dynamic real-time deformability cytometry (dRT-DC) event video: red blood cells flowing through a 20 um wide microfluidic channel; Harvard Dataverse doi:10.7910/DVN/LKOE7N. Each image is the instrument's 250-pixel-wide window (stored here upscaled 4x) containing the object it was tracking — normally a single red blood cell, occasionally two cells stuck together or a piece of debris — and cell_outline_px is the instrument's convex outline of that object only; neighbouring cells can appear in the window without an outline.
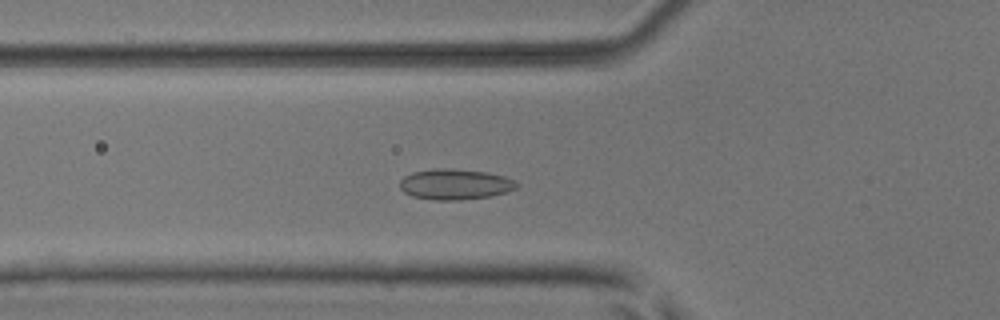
{"species": "common noctule bat (a hibernating species)", "species_latin": "Nyctalus noctula", "temperature_condition": "room temperature", "stored_images_in_passage": 47, "camera_frame_rate_fps": 3000, "um_per_image_px": 0.085, "animal": {"sex": "male", "body_mass_g": 17.9, "forearm_length_mm": 54.2}, "frame": {"image": 1, "passage_image": 15, "time_ms": 4.667, "image_size_px": [1000, 320], "cell_outline_px": [[520, 184], [516, 188], [508, 192], [492, 196], [460, 200], [436, 200], [412, 196], [404, 192], [400, 188], [400, 180], [404, 176], [412, 172], [436, 168], [452, 168], [484, 172], [504, 176]], "centroid_in_image_um": [38.68, 15.66], "position_along_channel_um": 87.1, "area_um2": 20.92}}
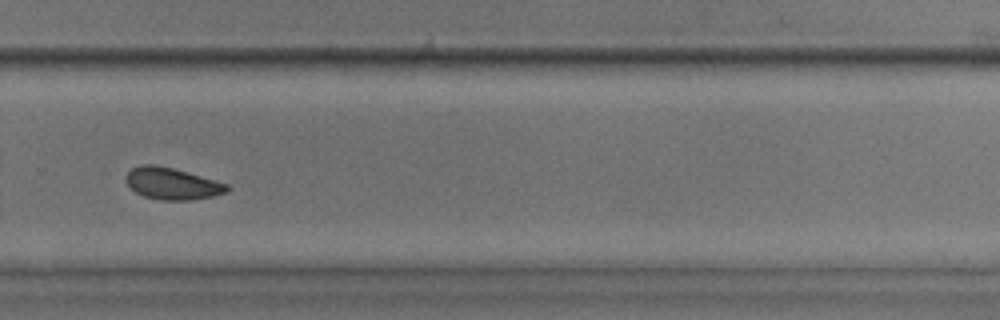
{"frame": {"image": 2, "passage_image": 32, "time_ms": 10.333, "image_size_px": [1000, 320], "cell_outline_px": [[228, 192], [212, 196], [192, 200], [160, 200], [144, 196], [136, 192], [124, 180], [124, 176], [132, 168], [140, 164], [152, 164], [172, 168], [188, 172], [228, 184]], "centroid_in_image_um": [14.6, 15.6], "position_along_channel_um": 315.2, "area_um2": 18.67}}
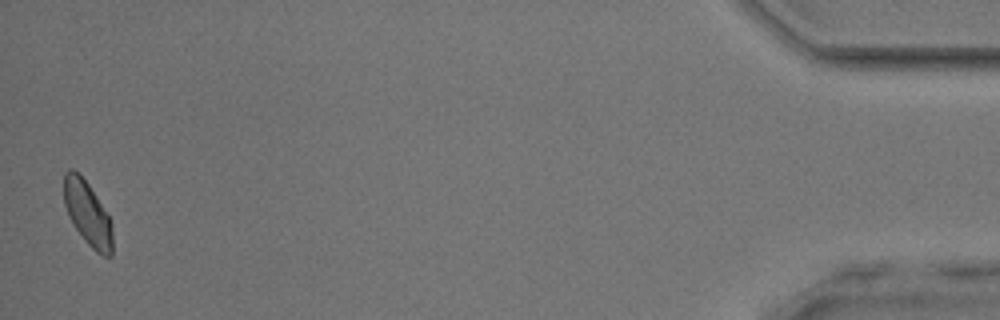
{"frame": {"image": 3, "passage_image": 47, "time_ms": 15.333, "image_size_px": [1000, 320], "cell_outline_px": [[112, 256], [104, 256], [96, 252], [84, 240], [72, 224], [68, 216], [64, 204], [64, 172], [68, 168], [72, 168], [88, 184], [108, 216], [112, 224]], "centroid_in_image_um": [7.42, 18.16], "position_along_channel_um": 427.8, "area_um2": 17.98}, "authors_computed_cell_mechanics": {"area_um2": 19.1318, "velocity_mm_per_s": 4.0386, "shape_relaxation_time_tau1_ms": 6.7689, "shape_relaxation_time_tau2_ms": 1.4428, "deformation_change_tau1": 0.0792, "deformation_change_tau2": 0.0526}}